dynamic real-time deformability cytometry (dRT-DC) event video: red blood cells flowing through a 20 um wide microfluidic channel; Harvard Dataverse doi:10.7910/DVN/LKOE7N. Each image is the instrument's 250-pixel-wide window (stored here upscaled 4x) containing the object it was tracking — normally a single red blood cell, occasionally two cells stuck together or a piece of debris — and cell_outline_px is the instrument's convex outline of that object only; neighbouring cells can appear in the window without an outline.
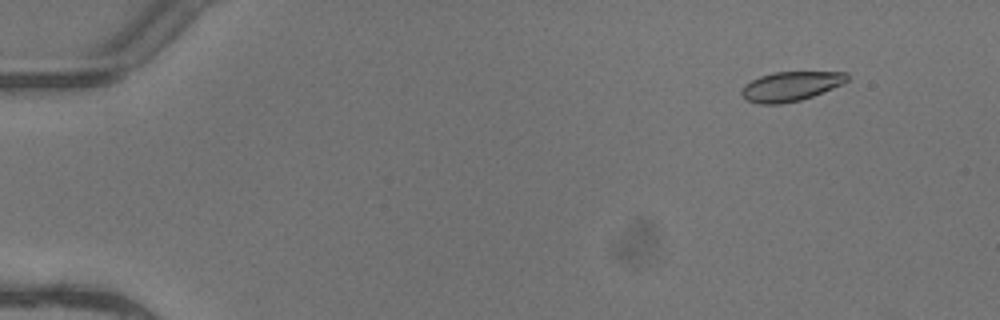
{"species": "common noctule bat (a hibernating species)", "species_latin": "Nyctalus noctula", "temperature_condition": "warm", "stored_images_in_passage": 5, "camera_frame_rate_fps": 3000, "um_per_image_px": 0.085, "animal": {"sex": "female"}, "frame": {"image": 1, "passage_image": 2, "time_ms": 0.333, "image_size_px": [1000, 320], "cell_outline_px": [[848, 80], [832, 88], [812, 96], [800, 100], [780, 104], [760, 104], [748, 100], [740, 92], [744, 84], [760, 76], [772, 72], [848, 72]], "centroid_in_image_um": [67.18, 7.33], "position_along_channel_um": 17.8, "area_um2": 17.92}}
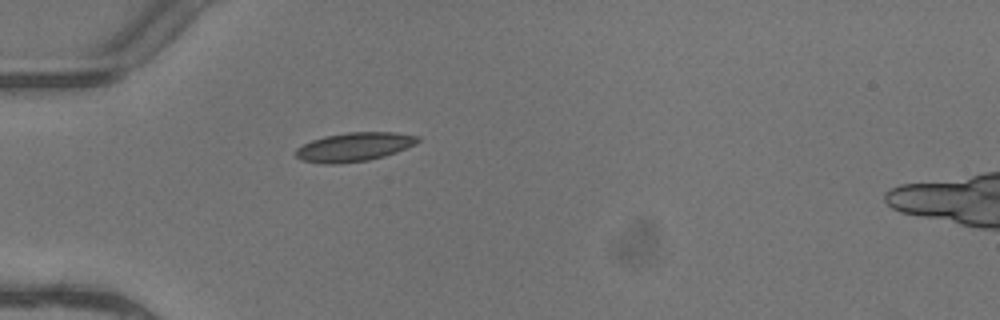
{"frame": {"image": 2, "passage_image": 5, "time_ms": 1.333, "image_size_px": [1000, 320], "cell_outline_px": [[420, 140], [396, 152], [384, 156], [368, 160], [336, 164], [324, 164], [300, 160], [296, 156], [296, 148], [312, 140], [324, 136], [348, 132], [396, 132], [420, 136]], "centroid_in_image_um": [30.07, 12.48], "position_along_channel_um": 54.9, "area_um2": 20.4}}